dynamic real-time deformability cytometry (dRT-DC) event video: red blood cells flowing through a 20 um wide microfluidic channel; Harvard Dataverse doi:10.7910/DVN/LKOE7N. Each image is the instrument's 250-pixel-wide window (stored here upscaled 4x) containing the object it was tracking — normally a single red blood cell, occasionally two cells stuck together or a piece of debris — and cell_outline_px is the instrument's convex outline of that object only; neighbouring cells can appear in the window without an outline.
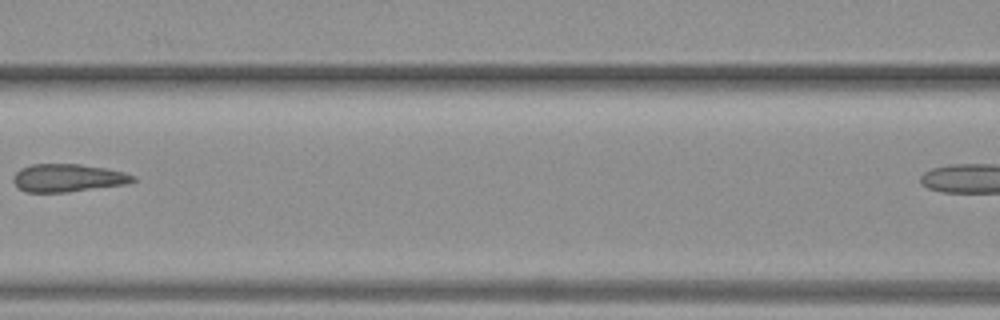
{"species": "common noctule bat (a hibernating species)", "species_latin": "Nyctalus noctula", "temperature_condition": "warm", "stored_images_in_passage": 6, "segment_of_instrument_passage": [1, 2], "camera_frame_rate_fps": 3000, "um_per_image_px": 0.085, "animal": {"sex": "female", "body_mass_g": 19.3, "forearm_length_mm": 54.1}, "frame": {"image": 1, "passage_image": 5, "time_ms": 5.667, "image_size_px": [1000, 320], "cell_outline_px": [[136, 180], [128, 184], [68, 192], [24, 192], [12, 180], [16, 172], [20, 168], [32, 164], [80, 164], [108, 168], [124, 172], [136, 176]], "centroid_in_image_um": [5.81, 15.12], "position_along_channel_um": 160.8, "area_um2": 19.59}}